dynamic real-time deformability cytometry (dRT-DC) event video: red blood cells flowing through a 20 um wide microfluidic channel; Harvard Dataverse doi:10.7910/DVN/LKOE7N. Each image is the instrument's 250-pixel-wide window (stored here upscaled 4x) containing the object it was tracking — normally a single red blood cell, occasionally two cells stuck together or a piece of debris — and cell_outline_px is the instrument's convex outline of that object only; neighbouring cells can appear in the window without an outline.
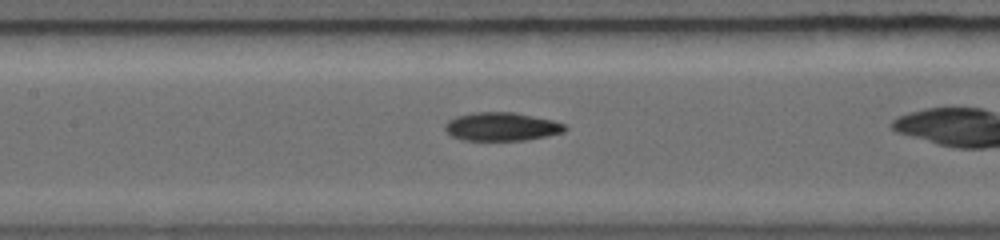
{"species": "common noctule bat (a hibernating species)", "species_latin": "Nyctalus noctula", "temperature_condition": "warm", "stored_images_in_passage": 17, "camera_frame_rate_fps": 5000, "um_per_image_px": 0.085, "animal": {"sex": "female", "body_mass_g": 19.0, "forearm_length_mm": 56.7}, "frame": {"image": 1, "passage_image": 6, "time_ms": 2.2, "image_size_px": [1000, 240], "cell_outline_px": [[564, 128], [560, 132], [540, 136], [516, 140], [468, 140], [456, 136], [448, 128], [448, 124], [452, 120], [460, 116], [476, 112], [508, 112], [548, 120], [560, 124]], "centroid_in_image_um": [42.61, 10.76], "position_along_channel_um": 164.8, "area_um2": 18.03}}